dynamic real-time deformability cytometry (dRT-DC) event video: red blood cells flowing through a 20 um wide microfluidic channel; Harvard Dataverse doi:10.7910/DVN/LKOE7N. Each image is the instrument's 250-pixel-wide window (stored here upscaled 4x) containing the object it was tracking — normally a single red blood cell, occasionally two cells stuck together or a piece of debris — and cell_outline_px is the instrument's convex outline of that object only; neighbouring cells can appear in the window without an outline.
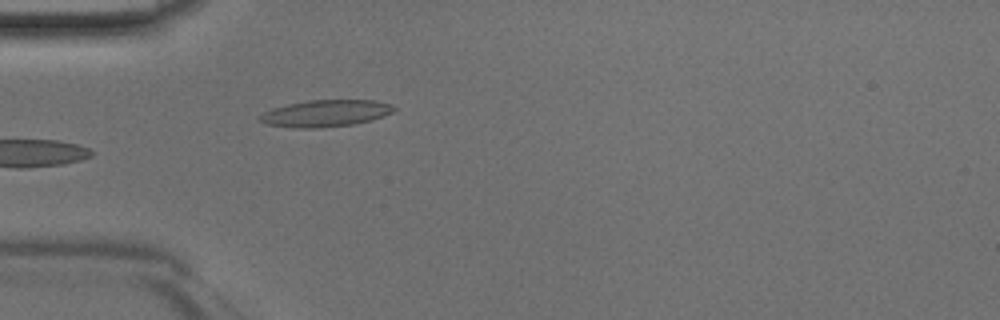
{"species": "Egyptian fruit bat (a non-hibernating species)", "species_latin": "Rousettus aegyptiacus", "temperature_condition": "room temperature", "stored_images_in_passage": 32, "camera_frame_rate_fps": 3000, "um_per_image_px": 0.085, "animal": {"sex": "male"}, "frame": {"image": 1, "passage_image": 1, "time_ms": 0.0, "image_size_px": [1000, 320], "cell_outline_px": [[396, 108], [392, 112], [384, 116], [372, 120], [352, 124], [320, 128], [292, 128], [268, 124], [260, 120], [260, 116], [264, 112], [272, 108], [288, 104], [308, 100], [376, 100], [392, 104]], "centroid_in_image_um": [27.71, 9.63], "position_along_channel_um": 57.3, "area_um2": 20.92}}